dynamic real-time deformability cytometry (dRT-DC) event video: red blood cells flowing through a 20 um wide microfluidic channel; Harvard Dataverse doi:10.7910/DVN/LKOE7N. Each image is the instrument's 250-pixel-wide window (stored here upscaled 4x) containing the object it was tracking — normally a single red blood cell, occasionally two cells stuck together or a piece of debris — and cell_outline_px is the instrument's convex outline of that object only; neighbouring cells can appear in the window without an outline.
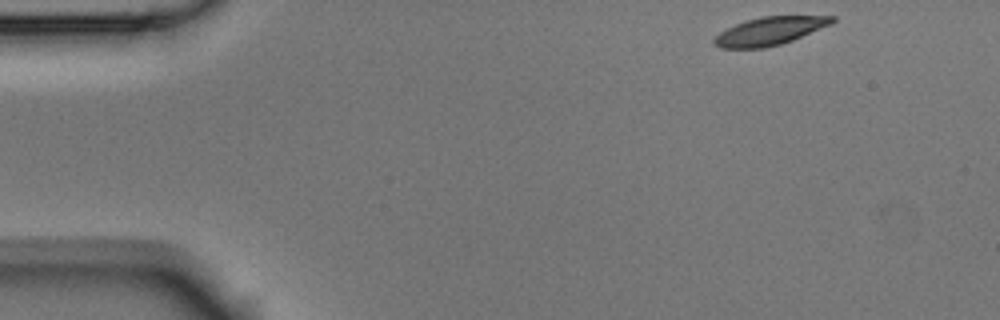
{"species": "Egyptian fruit bat (a non-hibernating species)", "species_latin": "Rousettus aegyptiacus", "temperature_condition": "room temperature", "stored_images_in_passage": 5, "camera_frame_rate_fps": 3000, "um_per_image_px": 0.085, "animal": {"sex": "male"}, "frame": {"image": 1, "passage_image": 1, "time_ms": 0.0, "image_size_px": [1000, 320], "cell_outline_px": [[836, 20], [832, 24], [792, 40], [780, 44], [764, 48], [720, 48], [712, 44], [712, 40], [720, 32], [744, 20], [760, 16], [836, 16]], "centroid_in_image_um": [65.41, 2.63], "position_along_channel_um": 19.6, "area_um2": 19.31}}
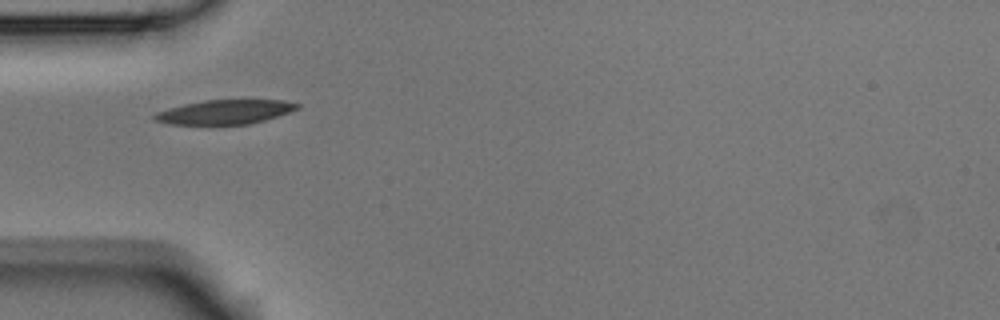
{"frame": {"image": 2, "passage_image": 4, "time_ms": 1.0, "image_size_px": [1000, 320], "cell_outline_px": [[300, 108], [264, 120], [248, 124], [168, 124], [156, 120], [152, 116], [156, 112], [168, 108], [184, 104], [204, 100], [284, 100], [300, 104]], "centroid_in_image_um": [19.11, 9.51], "position_along_channel_um": 65.9, "area_um2": 20.0}}
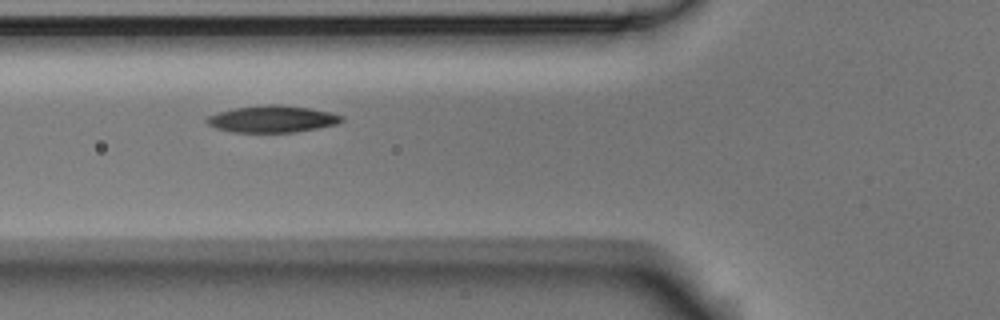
{"frame": {"image": 3, "passage_image": 5, "time_ms": 1.333, "image_size_px": [1000, 320], "cell_outline_px": [[344, 120], [336, 124], [316, 128], [292, 132], [232, 132], [216, 128], [208, 124], [204, 120], [208, 116], [232, 108], [268, 104], [276, 104], [308, 108], [328, 112], [344, 116]], "centroid_in_image_um": [23.11, 10.11], "position_along_channel_um": 102.7, "area_um2": 20.87}}